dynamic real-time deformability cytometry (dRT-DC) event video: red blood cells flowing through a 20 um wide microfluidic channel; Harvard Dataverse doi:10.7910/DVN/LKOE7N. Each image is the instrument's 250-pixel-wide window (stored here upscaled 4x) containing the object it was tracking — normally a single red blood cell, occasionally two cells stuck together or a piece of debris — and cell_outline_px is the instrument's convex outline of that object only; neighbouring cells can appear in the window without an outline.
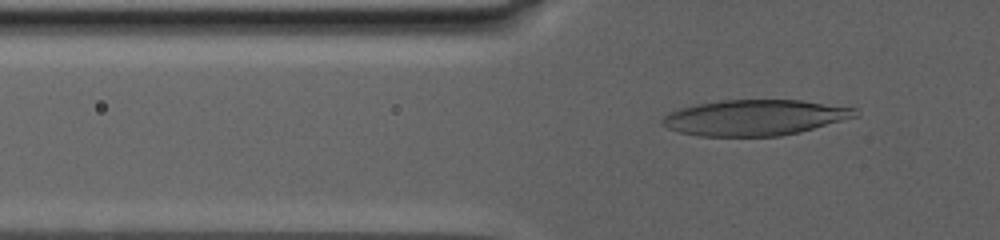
{"species": "human", "species_latin": "Homo sapiens", "temperature_condition": "warm", "stored_images_in_passage": 115, "camera_frame_rate_fps": 3000, "um_per_image_px": 0.085, "donor": {"sex": "male"}, "frame": {"image": 1, "passage_image": 32, "time_ms": 7.0, "image_size_px": [1000, 240], "cell_outline_px": [[860, 116], [800, 132], [780, 136], [700, 136], [680, 132], [668, 128], [660, 124], [660, 120], [668, 112], [680, 108], [696, 104], [720, 100], [800, 100], [856, 108], [860, 112]], "centroid_in_image_um": [64.17, 9.99], "position_along_channel_um": 61.6, "area_um2": 40.4}}
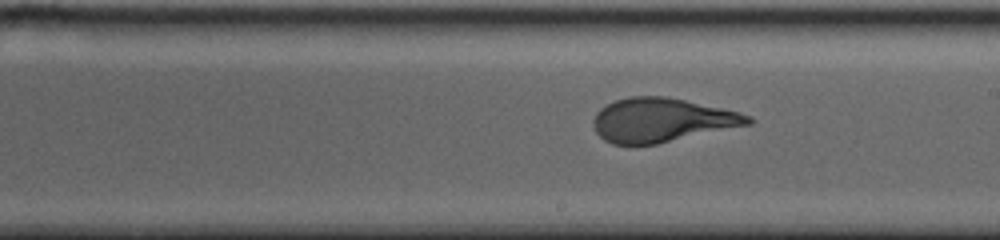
{"frame": {"image": 2, "passage_image": 69, "time_ms": 14.667, "image_size_px": [1000, 240], "cell_outline_px": [[752, 124], [656, 144], [612, 144], [604, 140], [596, 132], [592, 124], [592, 120], [596, 112], [600, 108], [616, 100], [628, 96], [664, 96], [684, 100], [740, 112], [752, 116]], "centroid_in_image_um": [56.23, 10.2], "position_along_channel_um": 232.8, "area_um2": 39.54}}
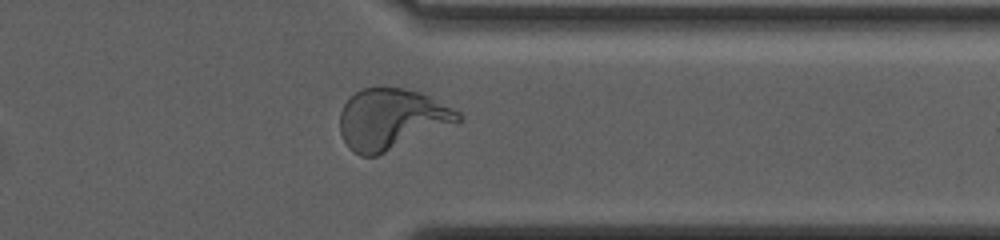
{"frame": {"image": 3, "passage_image": 100, "time_ms": 20.667, "image_size_px": [1000, 240], "cell_outline_px": [[460, 120], [456, 124], [376, 156], [360, 156], [352, 152], [348, 148], [340, 132], [340, 112], [344, 104], [356, 92], [364, 88], [404, 88], [420, 92], [460, 112]], "centroid_in_image_um": [33.26, 10.14], "position_along_channel_um": 378.1, "area_um2": 41.67}}